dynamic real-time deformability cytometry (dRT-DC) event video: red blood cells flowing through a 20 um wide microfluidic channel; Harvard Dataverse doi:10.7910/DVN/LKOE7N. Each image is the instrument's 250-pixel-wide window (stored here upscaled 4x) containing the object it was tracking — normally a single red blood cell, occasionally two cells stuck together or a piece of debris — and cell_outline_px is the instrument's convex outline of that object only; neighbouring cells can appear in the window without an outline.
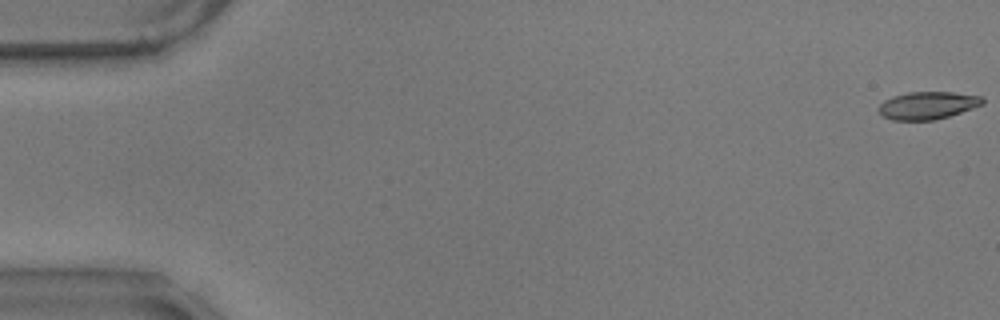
{"species": "common noctule bat (a hibernating species)", "species_latin": "Nyctalus noctula", "temperature_condition": "warm", "stored_images_in_passage": 14, "camera_frame_rate_fps": 3000, "um_per_image_px": 0.085, "animal": {"sex": "male", "body_mass_g": 17.9}, "frame": {"image": 1, "passage_image": 1, "time_ms": 0.0, "image_size_px": [1000, 320], "cell_outline_px": [[984, 104], [948, 116], [932, 120], [892, 120], [884, 116], [876, 108], [884, 100], [892, 96], [908, 92], [952, 92], [980, 96], [984, 100]], "centroid_in_image_um": [78.82, 8.95], "position_along_channel_um": 6.2, "area_um2": 16.59}}
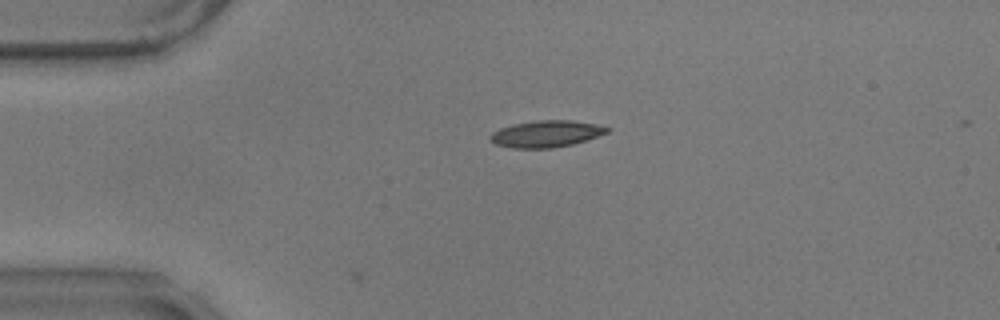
{"frame": {"image": 2, "passage_image": 14, "time_ms": 4.333, "image_size_px": [1000, 320], "cell_outline_px": [[608, 132], [572, 144], [552, 148], [512, 148], [496, 144], [488, 136], [492, 132], [500, 128], [512, 124], [536, 120], [572, 120], [596, 124], [608, 128]], "centroid_in_image_um": [46.38, 11.37], "position_along_channel_um": 38.6, "area_um2": 17.98}}